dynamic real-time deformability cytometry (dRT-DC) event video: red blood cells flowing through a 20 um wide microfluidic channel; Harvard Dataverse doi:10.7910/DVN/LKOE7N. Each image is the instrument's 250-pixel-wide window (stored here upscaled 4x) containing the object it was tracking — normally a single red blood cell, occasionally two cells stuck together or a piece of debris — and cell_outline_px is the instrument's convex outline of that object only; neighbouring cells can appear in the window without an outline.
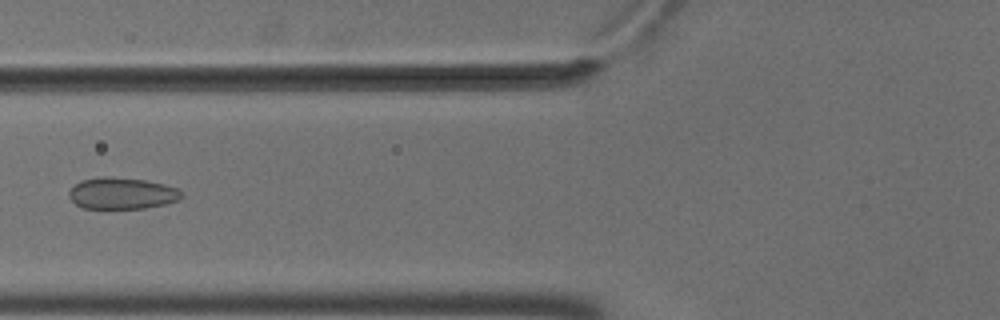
{"species": "common noctule bat (a hibernating species)", "species_latin": "Nyctalus noctula", "temperature_condition": "cold", "stored_images_in_passage": 7, "camera_frame_rate_fps": 3000, "um_per_image_px": 0.085, "animal": {"sex": "male", "body_mass_g": 18.8}, "frame": {"image": 1, "passage_image": 7, "time_ms": 2.0, "image_size_px": [1000, 320], "cell_outline_px": [[184, 196], [180, 200], [164, 204], [144, 208], [84, 208], [76, 204], [68, 196], [68, 192], [80, 180], [100, 176], [112, 176], [144, 180], [164, 184], [176, 188], [184, 192]], "centroid_in_image_um": [10.38, 16.42], "position_along_channel_um": 115.4, "area_um2": 20.81}}